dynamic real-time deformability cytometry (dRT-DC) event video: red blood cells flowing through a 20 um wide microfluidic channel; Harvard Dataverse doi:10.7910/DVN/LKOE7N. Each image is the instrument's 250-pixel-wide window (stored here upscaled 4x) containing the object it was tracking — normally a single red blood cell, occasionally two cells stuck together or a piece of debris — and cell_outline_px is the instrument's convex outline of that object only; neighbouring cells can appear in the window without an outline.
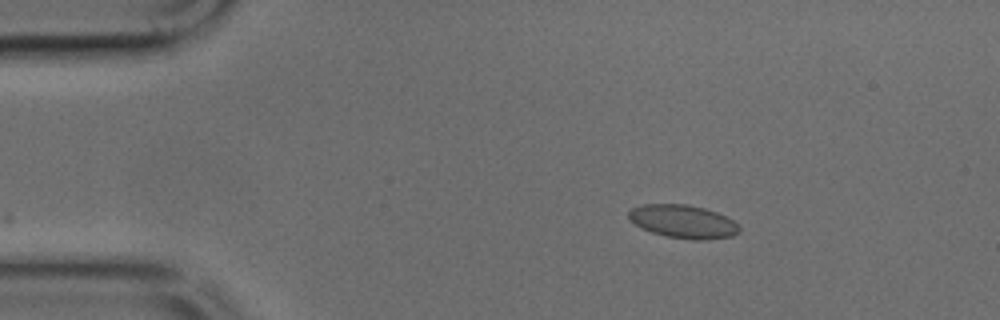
{"species": "common noctule bat (a hibernating species)", "species_latin": "Nyctalus noctula", "temperature_condition": "cold", "stored_images_in_passage": 23, "camera_frame_rate_fps": 3000, "um_per_image_px": 0.085, "animal": {"sex": "male", "body_mass_g": 17.9, "forearm_length_mm": 54.2}, "frame": {"image": 1, "passage_image": 1, "time_ms": 0.0, "image_size_px": [1000, 320], "cell_outline_px": [[740, 228], [732, 236], [700, 240], [696, 240], [668, 236], [652, 232], [628, 220], [628, 212], [632, 208], [644, 204], [684, 204], [704, 208], [716, 212], [732, 220]], "centroid_in_image_um": [58.03, 18.82], "position_along_channel_um": 27.0, "area_um2": 20.98}}
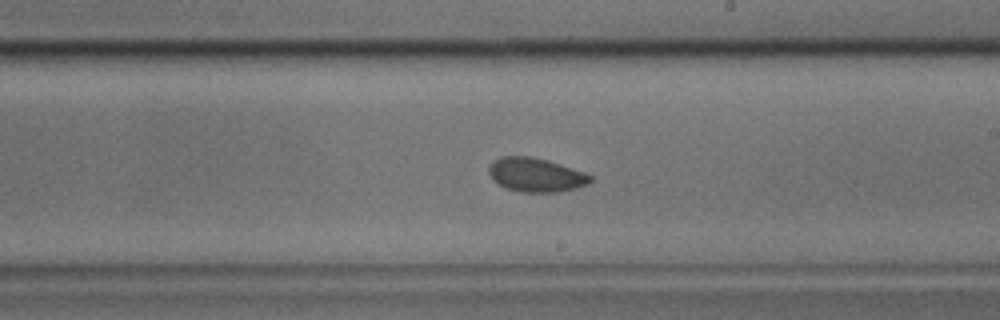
{"frame": {"image": 2, "passage_image": 21, "time_ms": 6.667, "image_size_px": [1000, 320], "cell_outline_px": [[592, 180], [588, 184], [576, 188], [560, 192], [520, 192], [504, 188], [492, 180], [488, 172], [488, 168], [492, 160], [500, 156], [532, 156], [548, 160], [584, 172], [592, 176]], "centroid_in_image_um": [45.51, 14.86], "position_along_channel_um": 243.5, "area_um2": 20.4}}